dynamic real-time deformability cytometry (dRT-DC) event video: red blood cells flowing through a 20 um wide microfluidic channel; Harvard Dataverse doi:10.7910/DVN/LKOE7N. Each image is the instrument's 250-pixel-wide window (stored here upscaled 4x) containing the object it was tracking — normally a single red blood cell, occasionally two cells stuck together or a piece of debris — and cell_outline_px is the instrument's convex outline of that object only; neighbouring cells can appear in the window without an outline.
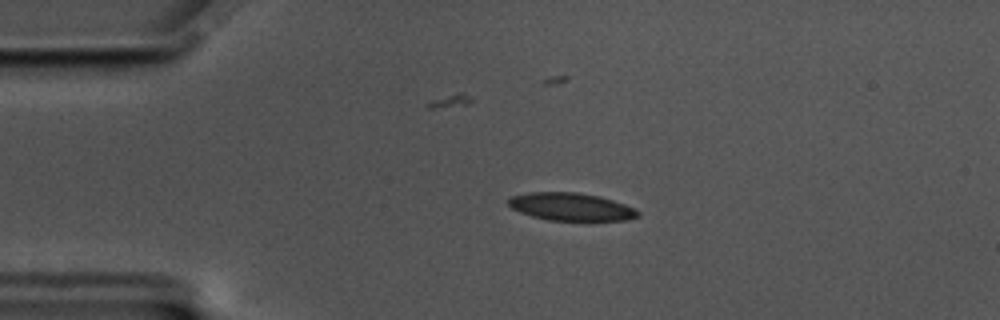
{"species": "common noctule bat (a hibernating species)", "species_latin": "Nyctalus noctula", "temperature_condition": "cold", "stored_images_in_passage": 58, "camera_frame_rate_fps": 3000, "um_per_image_px": 0.085, "animal": {"sex": "male", "body_mass_g": 17.5, "forearm_length_mm": 52.3}, "frame": {"image": 1, "passage_image": 13, "time_ms": 4.0, "image_size_px": [1000, 320], "cell_outline_px": [[640, 216], [628, 220], [548, 220], [532, 216], [520, 212], [512, 208], [508, 204], [508, 200], [512, 196], [528, 192], [576, 192], [600, 196], [636, 208], [640, 212]], "centroid_in_image_um": [48.56, 17.57], "position_along_channel_um": 36.4, "area_um2": 20.92}}
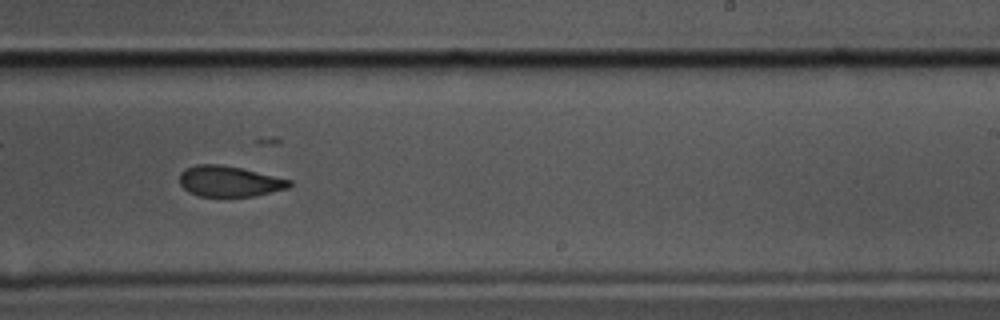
{"frame": {"image": 2, "passage_image": 36, "time_ms": 11.667, "image_size_px": [1000, 320], "cell_outline_px": [[292, 184], [288, 188], [256, 196], [200, 196], [188, 192], [180, 184], [180, 172], [184, 168], [196, 164], [220, 164], [240, 168], [292, 180]], "centroid_in_image_um": [19.47, 15.41], "position_along_channel_um": 269.5, "area_um2": 19.65}}
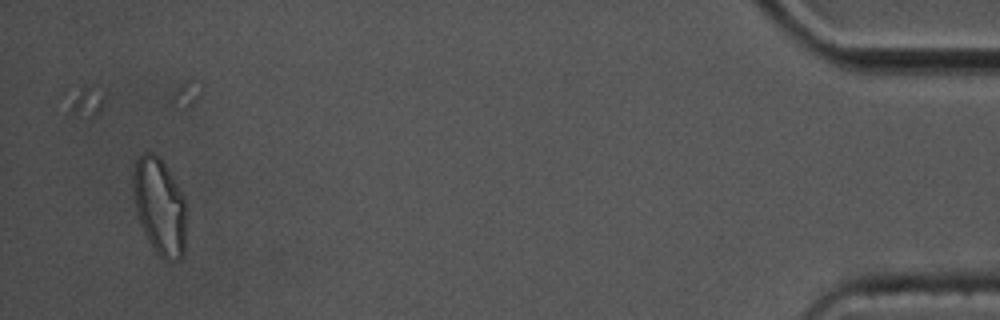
{"frame": {"image": 3, "passage_image": 56, "time_ms": 18.333, "image_size_px": [1000, 320], "cell_outline_px": [[184, 252], [180, 260], [164, 260], [152, 248], [140, 224], [136, 212], [132, 192], [132, 172], [136, 160], [144, 152], [152, 152], [160, 156], [184, 196]], "centroid_in_image_um": [13.52, 17.51], "position_along_channel_um": 421.7, "area_um2": 30.06}, "authors_computed_cell_mechanics": {"area_um2": 21.2993, "velocity_mm_per_s": 3.4839, "shape_relaxation_time_tau1_ms": null, "shape_relaxation_time_tau2_ms": 3.2312, "deformation_change_tau1": null, "deformation_change_tau2": 0.088}}